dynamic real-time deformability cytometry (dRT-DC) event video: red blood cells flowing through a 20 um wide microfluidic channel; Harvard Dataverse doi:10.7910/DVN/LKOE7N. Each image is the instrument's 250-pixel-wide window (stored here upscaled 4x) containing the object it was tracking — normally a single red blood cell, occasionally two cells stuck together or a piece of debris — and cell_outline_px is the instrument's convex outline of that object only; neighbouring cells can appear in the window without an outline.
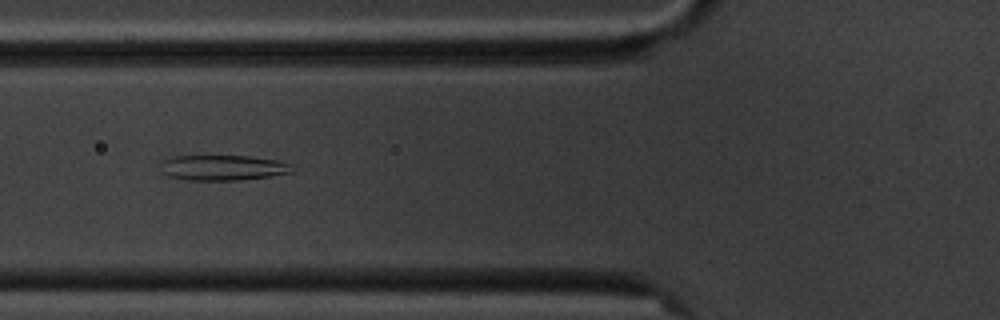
{"species": "common noctule bat (a hibernating species)", "species_latin": "Nyctalus noctula", "temperature_condition": "cold", "stored_images_in_passage": 10, "camera_frame_rate_fps": 3000, "um_per_image_px": 0.085, "animal": {"sex": "male", "body_mass_g": 20.1, "forearm_length_mm": 53.5}, "frame": {"image": 1, "passage_image": 5, "time_ms": 4.333, "image_size_px": [1000, 320], "cell_outline_px": [[292, 172], [272, 176], [240, 180], [188, 180], [168, 176], [160, 172], [160, 160], [172, 156], [248, 156], [276, 160], [288, 164]], "centroid_in_image_um": [18.83, 14.25], "position_along_channel_um": 107.0, "area_um2": 19.48}}
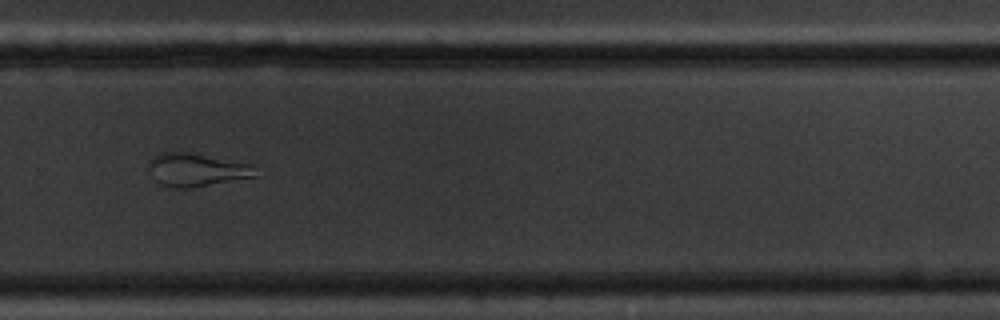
{"frame": {"image": 2, "passage_image": 10, "time_ms": 10.333, "image_size_px": [1000, 320], "cell_outline_px": [[260, 176], [188, 188], [172, 188], [160, 184], [156, 180], [148, 168], [148, 160], [152, 156], [160, 152], [188, 152], [256, 164]], "centroid_in_image_um": [16.77, 14.42], "position_along_channel_um": 313.0, "area_um2": 21.1}}